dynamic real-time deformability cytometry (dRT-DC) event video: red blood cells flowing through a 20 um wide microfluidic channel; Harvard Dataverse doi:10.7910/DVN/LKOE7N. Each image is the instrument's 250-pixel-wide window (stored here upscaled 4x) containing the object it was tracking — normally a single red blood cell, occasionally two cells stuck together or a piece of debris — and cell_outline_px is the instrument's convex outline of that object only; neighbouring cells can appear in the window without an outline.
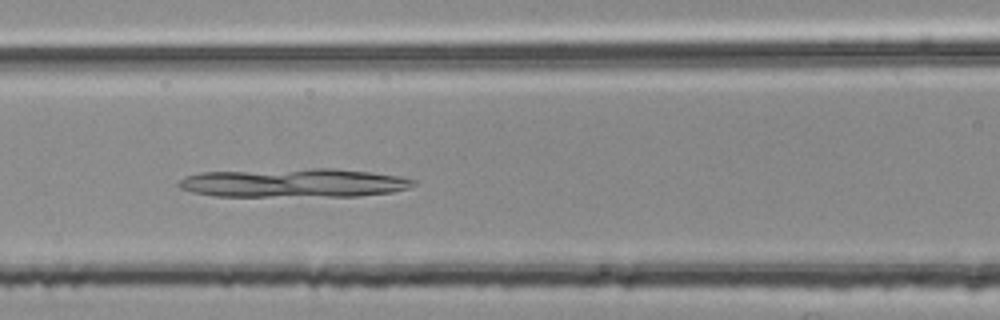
{"species": "common noctule bat (a hibernating species)", "species_latin": "Nyctalus noctula", "temperature_condition": "room temperature", "stored_images_in_passage": 38, "camera_frame_rate_fps": 3000, "um_per_image_px": 0.085, "animal": {"sex": "female", "body_mass_g": 25.1}, "frame": {"image": 1, "passage_image": 14, "time_ms": 4.333, "image_size_px": [1000, 320], "cell_outline_px": [[416, 184], [408, 188], [392, 192], [360, 196], [212, 196], [192, 192], [180, 188], [176, 184], [184, 176], [200, 172], [312, 168], [336, 168], [400, 176], [416, 180]], "centroid_in_image_um": [24.96, 15.54], "position_along_channel_um": 141.6, "area_um2": 39.71}}
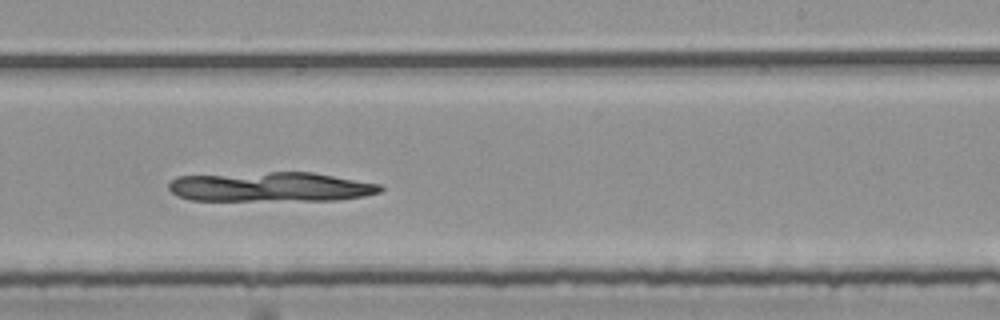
{"frame": {"image": 2, "passage_image": 24, "time_ms": 7.667, "image_size_px": [1000, 320], "cell_outline_px": [[384, 188], [380, 192], [364, 196], [336, 200], [188, 200], [176, 196], [168, 188], [168, 184], [176, 176], [272, 172], [312, 172], [380, 184]], "centroid_in_image_um": [22.98, 15.89], "position_along_channel_um": 266.0, "area_um2": 36.47}}
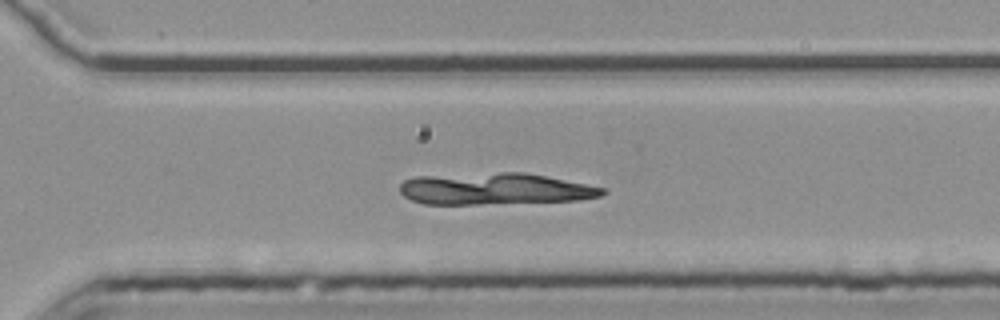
{"frame": {"image": 3, "passage_image": 29, "time_ms": 9.333, "image_size_px": [1000, 320], "cell_outline_px": [[608, 192], [600, 196], [580, 200], [480, 204], [424, 204], [412, 200], [404, 196], [400, 192], [400, 184], [404, 180], [412, 176], [500, 172], [524, 172], [608, 188]], "centroid_in_image_um": [42.06, 16.05], "position_along_channel_um": 328.5, "area_um2": 37.63}}